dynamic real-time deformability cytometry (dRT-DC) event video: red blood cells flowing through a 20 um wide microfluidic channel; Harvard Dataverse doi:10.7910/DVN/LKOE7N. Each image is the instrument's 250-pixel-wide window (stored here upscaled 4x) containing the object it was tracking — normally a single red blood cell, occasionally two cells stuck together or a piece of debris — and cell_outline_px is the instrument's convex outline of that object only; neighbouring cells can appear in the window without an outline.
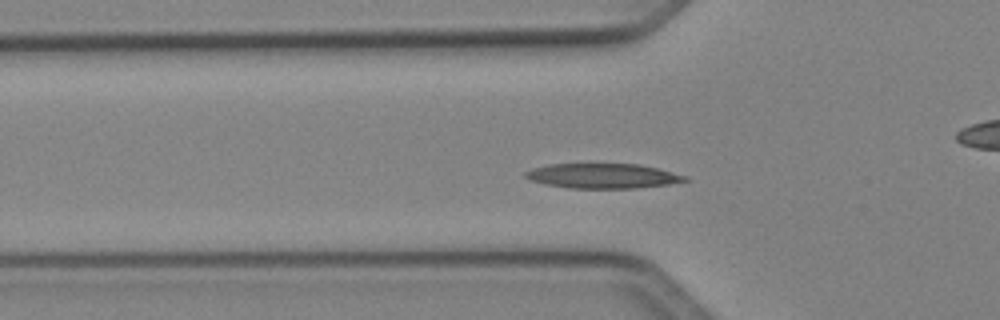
{"species": "Egyptian fruit bat (a non-hibernating species)", "species_latin": "Rousettus aegyptiacus", "temperature_condition": "cold", "stored_images_in_passage": 46, "camera_frame_rate_fps": 3000, "um_per_image_px": 0.085, "animal": {"sex": "female"}, "frame": {"image": 1, "passage_image": 12, "time_ms": 3.667, "image_size_px": [1000, 320], "cell_outline_px": [[688, 180], [668, 184], [636, 188], [568, 188], [544, 184], [528, 180], [524, 176], [524, 172], [532, 168], [548, 164], [640, 164], [688, 176]], "centroid_in_image_um": [51.18, 14.95], "position_along_channel_um": 74.6, "area_um2": 23.12}}
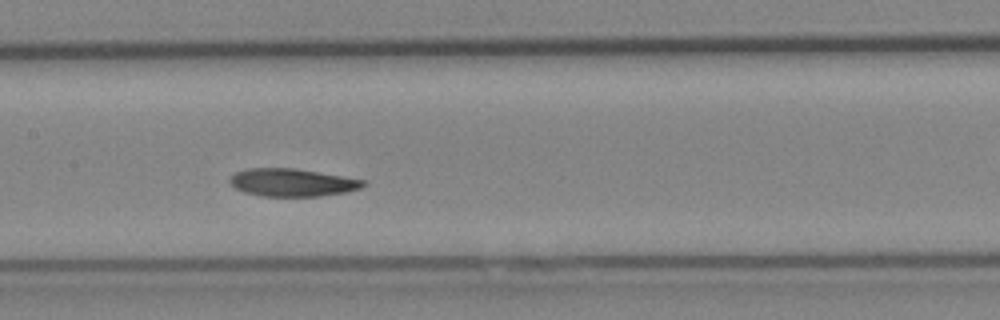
{"frame": {"image": 2, "passage_image": 20, "time_ms": 6.333, "image_size_px": [1000, 320], "cell_outline_px": [[368, 184], [360, 188], [344, 192], [320, 196], [260, 196], [244, 192], [236, 188], [228, 180], [236, 172], [248, 168], [292, 168], [364, 180]], "centroid_in_image_um": [24.81, 15.52], "position_along_channel_um": 182.6, "area_um2": 21.27}}
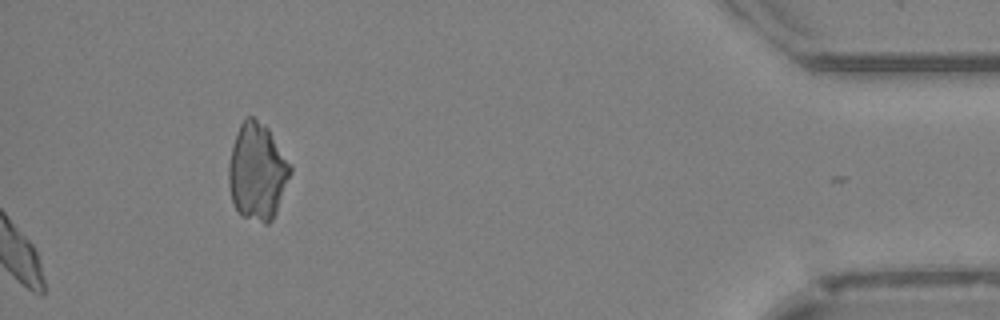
{"frame": {"image": 3, "passage_image": 46, "time_ms": 15.0, "image_size_px": [1000, 320], "cell_outline_px": [[292, 172], [276, 212], [272, 220], [268, 224], [264, 224], [240, 216], [232, 200], [228, 184], [228, 164], [232, 144], [236, 132], [240, 124], [248, 116], [252, 116], [264, 124], [268, 128], [292, 164]], "centroid_in_image_um": [21.87, 14.59], "position_along_channel_um": 413.3, "area_um2": 35.26}, "authors_computed_cell_mechanics": {"area_um2": 21.9062, "velocity_mm_per_s": 4.0679, "shape_relaxation_time_tau1_ms": 3.8362, "shape_relaxation_time_tau2_ms": 4.5275, "deformation_change_tau1": 0.1475, "deformation_change_tau2": 0.104}}